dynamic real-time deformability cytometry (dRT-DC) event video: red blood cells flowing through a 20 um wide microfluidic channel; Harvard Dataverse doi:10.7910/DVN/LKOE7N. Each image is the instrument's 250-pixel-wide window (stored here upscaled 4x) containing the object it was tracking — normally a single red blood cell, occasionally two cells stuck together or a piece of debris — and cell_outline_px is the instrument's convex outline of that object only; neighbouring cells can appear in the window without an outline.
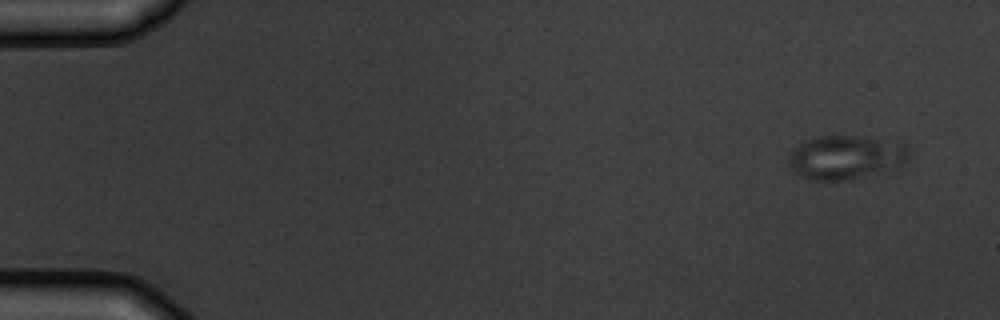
{"species": "common noctule bat (a hibernating species)", "species_latin": "Nyctalus noctula", "temperature_condition": "warm", "stored_images_in_passage": 5, "camera_frame_rate_fps": 3000, "um_per_image_px": 0.085, "animal": {"sex": "male", "body_mass_g": 19.5, "forearm_length_mm": 54.6}, "frame": {"image": 1, "passage_image": 1, "time_ms": 0.0, "image_size_px": [1000, 320], "cell_outline_px": [[908, 156], [900, 164], [852, 180], [808, 180], [800, 176], [792, 168], [788, 160], [792, 152], [804, 140], [820, 136], [864, 136], [904, 144], [908, 148]], "centroid_in_image_um": [71.83, 13.36], "position_along_channel_um": 13.2, "area_um2": 30.06}}